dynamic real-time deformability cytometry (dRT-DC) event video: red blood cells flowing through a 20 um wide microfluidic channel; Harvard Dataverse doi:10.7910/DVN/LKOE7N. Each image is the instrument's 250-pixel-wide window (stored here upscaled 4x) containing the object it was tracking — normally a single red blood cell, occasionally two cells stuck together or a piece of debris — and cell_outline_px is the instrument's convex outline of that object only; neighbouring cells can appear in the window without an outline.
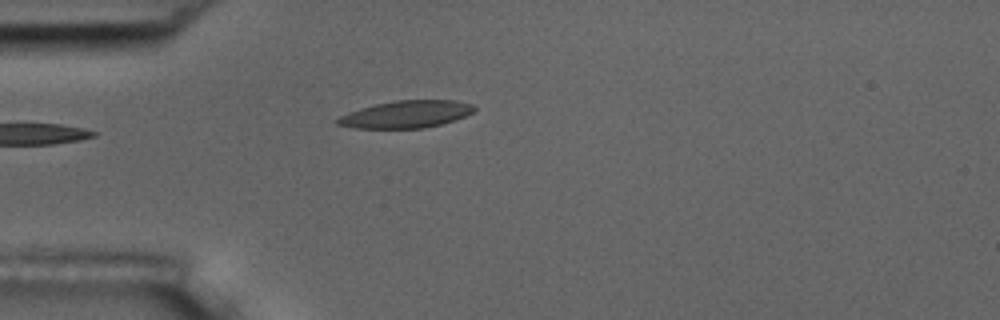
{"species": "common noctule bat (a hibernating species)", "species_latin": "Nyctalus noctula", "temperature_condition": "room temperature", "stored_images_in_passage": 22, "camera_frame_rate_fps": 3000, "um_per_image_px": 0.085, "animal": {"sex": "male", "body_mass_g": 17.5, "forearm_length_mm": 52.3}, "frame": {"image": 1, "passage_image": 1, "time_ms": 0.0, "image_size_px": [1000, 320], "cell_outline_px": [[476, 108], [472, 112], [456, 120], [424, 128], [356, 128], [336, 124], [336, 120], [340, 116], [348, 112], [376, 104], [396, 100], [456, 100], [472, 104]], "centroid_in_image_um": [34.54, 9.71], "position_along_channel_um": 50.5, "area_um2": 21.56}}
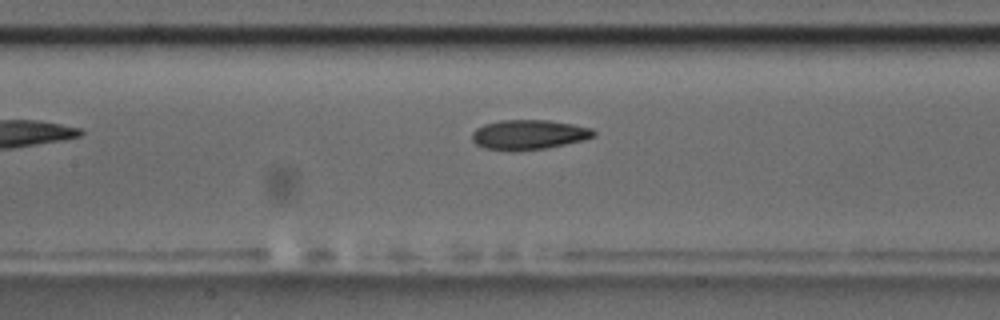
{"frame": {"image": 2, "passage_image": 11, "time_ms": 3.333, "image_size_px": [1000, 320], "cell_outline_px": [[596, 136], [584, 140], [544, 148], [520, 152], [512, 152], [484, 148], [476, 144], [472, 140], [472, 132], [476, 128], [484, 124], [500, 120], [548, 120], [572, 124], [592, 128], [596, 132]], "centroid_in_image_um": [44.92, 11.46], "position_along_channel_um": 162.5, "area_um2": 21.39}}
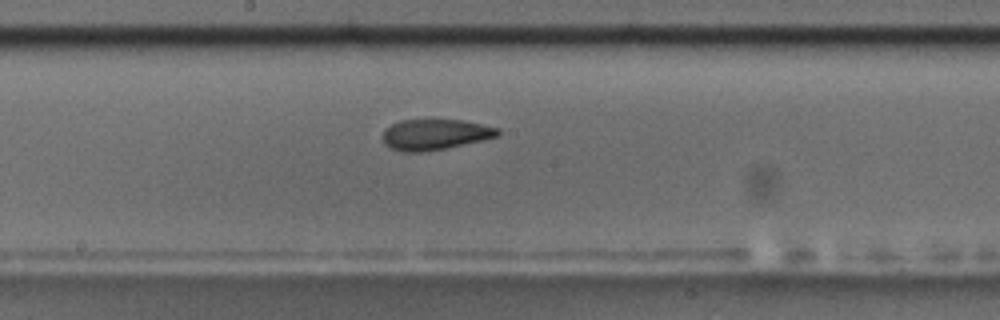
{"frame": {"image": 3, "passage_image": 15, "time_ms": 4.667, "image_size_px": [1000, 320], "cell_outline_px": [[500, 136], [484, 140], [448, 148], [420, 152], [404, 152], [392, 148], [384, 144], [384, 132], [392, 124], [400, 120], [460, 120], [500, 128]], "centroid_in_image_um": [37.03, 11.44], "position_along_channel_um": 211.2, "area_um2": 20.46}}